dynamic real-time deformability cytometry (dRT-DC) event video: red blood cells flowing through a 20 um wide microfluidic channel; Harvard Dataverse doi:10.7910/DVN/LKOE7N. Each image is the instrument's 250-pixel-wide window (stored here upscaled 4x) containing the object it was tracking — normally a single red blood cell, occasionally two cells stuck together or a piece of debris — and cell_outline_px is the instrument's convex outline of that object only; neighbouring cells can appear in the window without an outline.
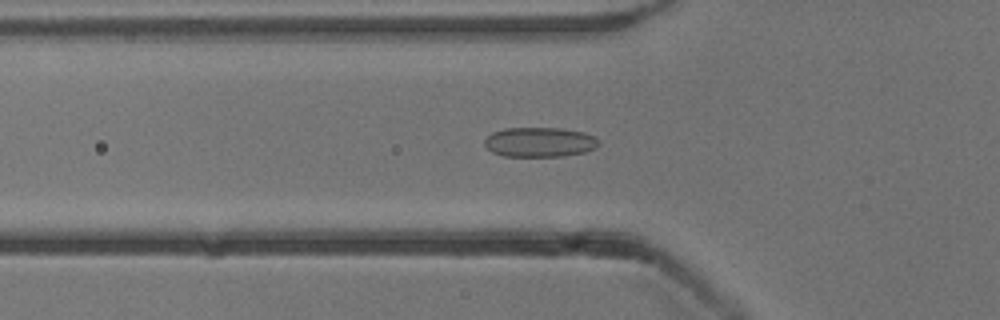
{"species": "common noctule bat (a hibernating species)", "species_latin": "Nyctalus noctula", "temperature_condition": "cold", "stored_images_in_passage": 49, "camera_frame_rate_fps": 3000, "um_per_image_px": 0.085, "animal": {"sex": "male", "body_mass_g": 13.3}, "frame": {"image": 1, "passage_image": 14, "time_ms": 4.333, "image_size_px": [1000, 320], "cell_outline_px": [[600, 144], [596, 148], [584, 152], [564, 156], [504, 156], [492, 152], [484, 144], [484, 140], [492, 132], [504, 128], [564, 128], [584, 132], [596, 136], [600, 140]], "centroid_in_image_um": [45.91, 12.07], "position_along_channel_um": 79.9, "area_um2": 20.0}}
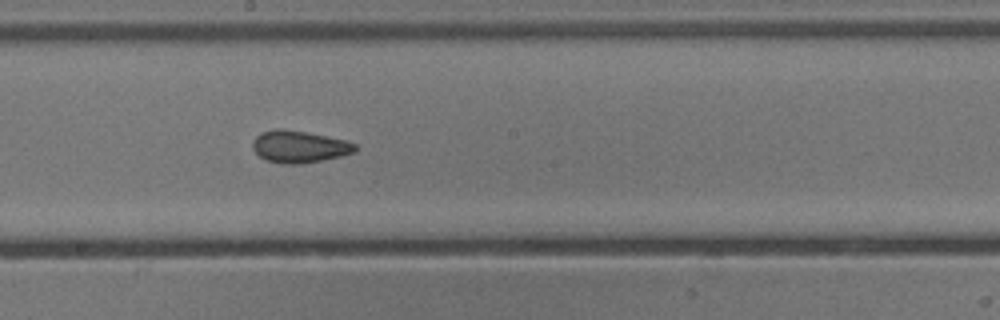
{"frame": {"image": 2, "passage_image": 25, "time_ms": 8.0, "image_size_px": [1000, 320], "cell_outline_px": [[356, 152], [340, 156], [300, 164], [284, 164], [268, 160], [260, 156], [252, 148], [252, 140], [260, 132], [276, 128], [280, 128], [304, 132], [348, 140], [356, 144]], "centroid_in_image_um": [25.43, 12.45], "position_along_channel_um": 222.8, "area_um2": 19.07}}
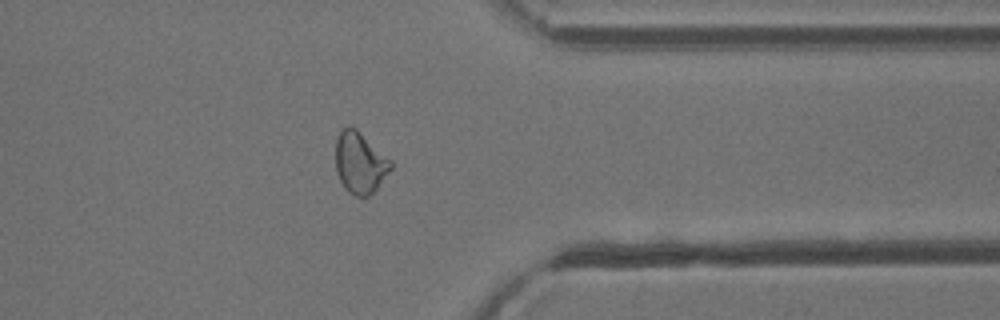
{"frame": {"image": 3, "passage_image": 38, "time_ms": 12.333, "image_size_px": [1000, 320], "cell_outline_px": [[392, 168], [376, 188], [368, 196], [356, 196], [348, 192], [344, 188], [336, 172], [336, 140], [340, 132], [344, 128], [356, 128], [392, 160]], "centroid_in_image_um": [30.6, 13.84], "position_along_channel_um": 380.8, "area_um2": 19.54}, "authors_computed_cell_mechanics": {"area_um2": 19.5364, "velocity_mm_per_s": 3.8564, "shape_relaxation_time_tau1_ms": null, "shape_relaxation_time_tau2_ms": 2.3575, "deformation_change_tau1": null, "deformation_change_tau2": 0.0817}}